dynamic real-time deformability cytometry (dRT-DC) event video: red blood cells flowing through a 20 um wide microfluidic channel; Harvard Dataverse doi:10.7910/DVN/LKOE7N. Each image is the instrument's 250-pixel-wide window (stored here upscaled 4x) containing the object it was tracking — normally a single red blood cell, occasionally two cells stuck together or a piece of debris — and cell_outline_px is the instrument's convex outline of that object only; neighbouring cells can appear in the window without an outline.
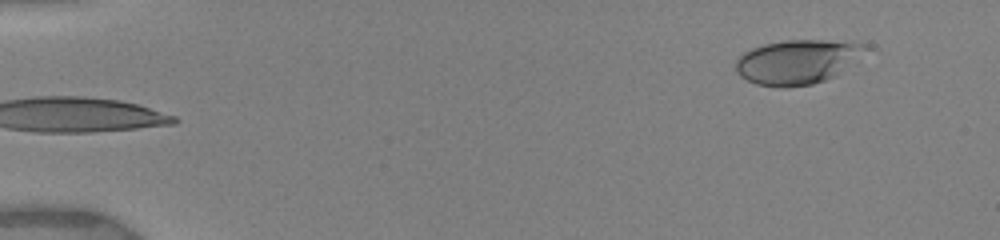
{"species": "human", "species_latin": "Homo sapiens", "temperature_condition": "warm", "stored_images_in_passage": 9, "camera_frame_rate_fps": 3000, "um_per_image_px": 0.085, "donor": {"sex": "female"}, "frame": {"image": 1, "passage_image": 9, "time_ms": 7.0, "image_size_px": [1000, 240], "cell_outline_px": [[876, 48], [860, 60], [836, 76], [812, 84], [784, 88], [780, 88], [756, 84], [740, 76], [736, 72], [736, 60], [744, 52], [752, 48], [764, 44], [788, 40], [852, 40], [872, 44]], "centroid_in_image_um": [67.97, 5.22], "position_along_channel_um": 17.0, "area_um2": 34.85}}